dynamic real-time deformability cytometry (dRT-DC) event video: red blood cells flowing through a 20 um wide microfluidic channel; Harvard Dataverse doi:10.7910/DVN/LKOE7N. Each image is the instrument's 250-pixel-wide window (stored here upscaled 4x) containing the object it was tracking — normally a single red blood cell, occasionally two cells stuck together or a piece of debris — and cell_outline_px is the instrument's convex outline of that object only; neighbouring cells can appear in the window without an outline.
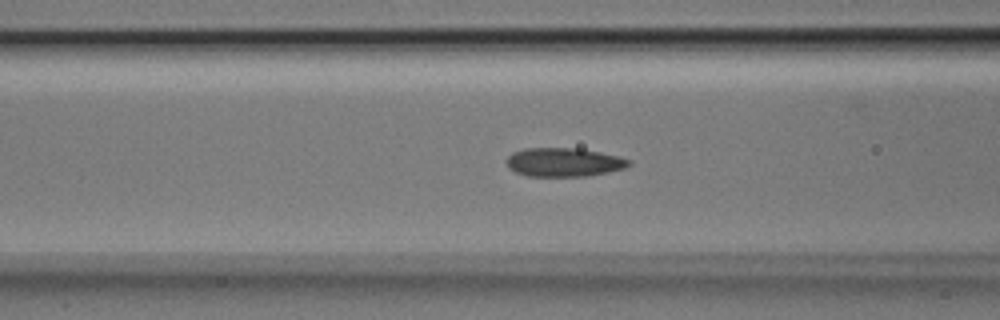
{"species": "Egyptian fruit bat (a non-hibernating species)", "species_latin": "Rousettus aegyptiacus", "temperature_condition": "room temperature", "stored_images_in_passage": 47, "camera_frame_rate_fps": 3000, "um_per_image_px": 0.085, "animal": {"sex": "male"}, "frame": {"image": 1, "passage_image": 20, "time_ms": 6.333, "image_size_px": [1000, 320], "cell_outline_px": [[632, 164], [624, 168], [608, 172], [584, 176], [528, 176], [516, 172], [508, 168], [504, 160], [512, 152], [524, 148], [580, 148], [620, 156], [632, 160]], "centroid_in_image_um": [47.92, 13.78], "position_along_channel_um": 118.7, "area_um2": 20.75}}
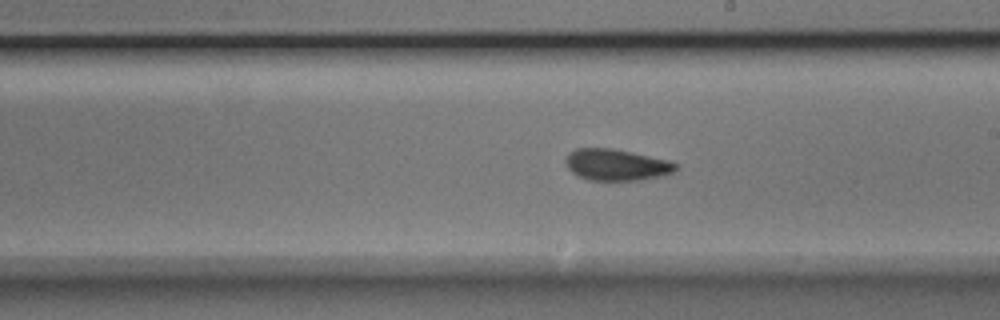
{"frame": {"image": 2, "passage_image": 29, "time_ms": 9.333, "image_size_px": [1000, 320], "cell_outline_px": [[676, 168], [672, 172], [664, 176], [640, 180], [588, 180], [572, 172], [568, 168], [564, 160], [568, 152], [576, 148], [612, 148], [668, 160], [676, 164]], "centroid_in_image_um": [52.36, 14.0], "position_along_channel_um": 236.6, "area_um2": 20.11}}
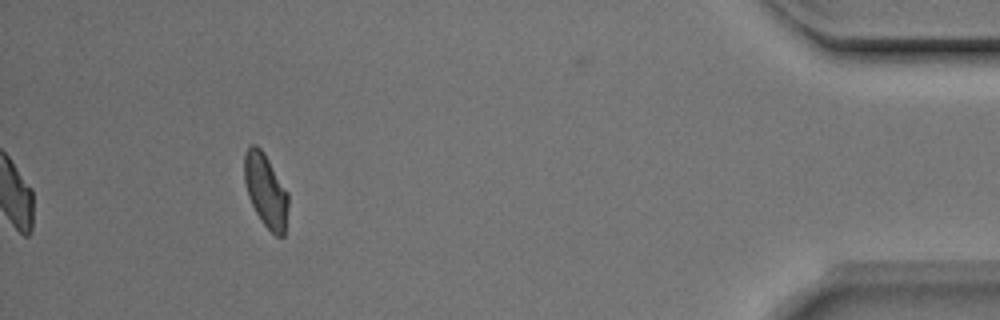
{"frame": {"image": 3, "passage_image": 47, "time_ms": 15.333, "image_size_px": [1000, 320], "cell_outline_px": [[288, 204], [284, 236], [276, 236], [260, 220], [248, 196], [244, 180], [244, 156], [248, 144], [256, 144], [264, 152], [288, 192]], "centroid_in_image_um": [22.58, 16.16], "position_along_channel_um": 412.6, "area_um2": 18.79}, "authors_computed_cell_mechanics": {"area_um2": 20.23, "velocity_mm_per_s": 3.9381, "shape_relaxation_time_tau1_ms": null, "shape_relaxation_time_tau2_ms": 2.1609, "deformation_change_tau1": null, "deformation_change_tau2": 0.0604}}